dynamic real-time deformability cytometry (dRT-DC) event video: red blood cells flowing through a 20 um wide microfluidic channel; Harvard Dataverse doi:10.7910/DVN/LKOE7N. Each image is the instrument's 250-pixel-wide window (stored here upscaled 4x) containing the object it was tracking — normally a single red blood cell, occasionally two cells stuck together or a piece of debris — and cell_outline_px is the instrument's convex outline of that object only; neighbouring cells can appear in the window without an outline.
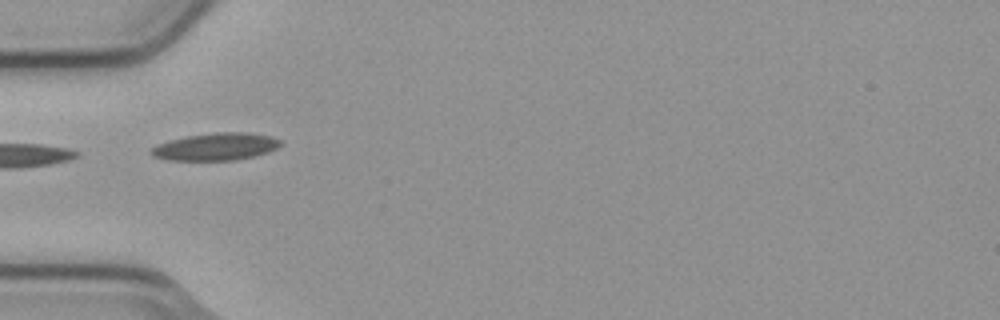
{"species": "common noctule bat (a hibernating species)", "species_latin": "Nyctalus noctula", "temperature_condition": "cold", "stored_images_in_passage": 5, "camera_frame_rate_fps": 3000, "um_per_image_px": 0.085, "animal": {"sex": "male", "body_mass_g": 23.1, "forearm_length_mm": 52.7}, "frame": {"image": 1, "passage_image": 4, "time_ms": 1.0, "image_size_px": [1000, 320], "cell_outline_px": [[280, 144], [276, 148], [268, 152], [252, 156], [232, 160], [168, 160], [152, 156], [148, 152], [156, 144], [168, 140], [188, 136], [216, 132], [248, 132], [272, 136], [280, 140]], "centroid_in_image_um": [18.3, 12.46], "position_along_channel_um": 66.7, "area_um2": 20.58}}
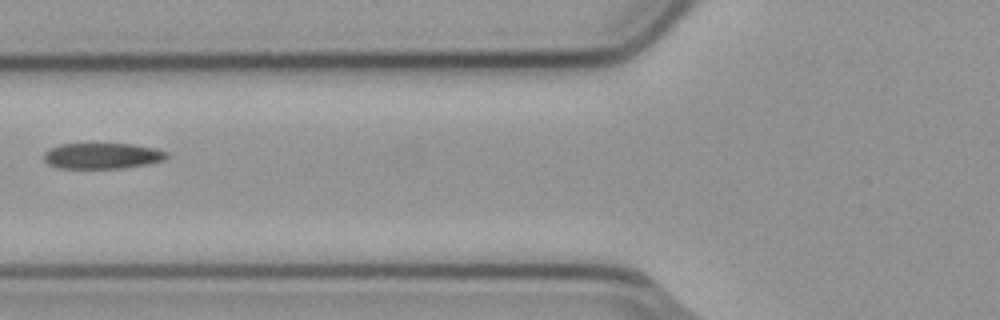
{"frame": {"image": 2, "passage_image": 5, "time_ms": 1.333, "image_size_px": [1000, 320], "cell_outline_px": [[168, 156], [164, 160], [148, 164], [120, 168], [60, 168], [48, 164], [44, 160], [44, 152], [48, 148], [60, 144], [132, 144], [156, 148], [168, 152]], "centroid_in_image_um": [8.69, 13.24], "position_along_channel_um": 117.1, "area_um2": 18.55}}